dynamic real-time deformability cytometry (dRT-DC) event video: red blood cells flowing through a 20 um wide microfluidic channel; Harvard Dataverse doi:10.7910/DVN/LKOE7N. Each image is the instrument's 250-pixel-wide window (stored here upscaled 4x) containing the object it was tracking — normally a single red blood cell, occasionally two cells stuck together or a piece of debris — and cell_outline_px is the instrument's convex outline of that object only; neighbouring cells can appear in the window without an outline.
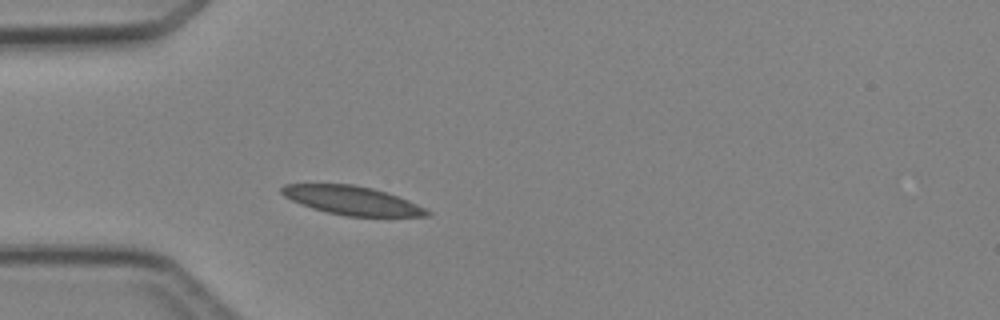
{"species": "Egyptian fruit bat (a non-hibernating species)", "species_latin": "Rousettus aegyptiacus", "temperature_condition": "cold", "stored_images_in_passage": 3, "camera_frame_rate_fps": 3000, "um_per_image_px": 0.085, "animal": {"sex": "female"}, "frame": {"image": 1, "passage_image": 3, "time_ms": 2.333, "image_size_px": [1000, 320], "cell_outline_px": [[432, 216], [344, 216], [312, 208], [300, 204], [284, 196], [280, 192], [280, 188], [284, 184], [352, 184], [372, 188], [408, 200], [432, 212]], "centroid_in_image_um": [29.9, 17.04], "position_along_channel_um": 55.1, "area_um2": 24.1}}